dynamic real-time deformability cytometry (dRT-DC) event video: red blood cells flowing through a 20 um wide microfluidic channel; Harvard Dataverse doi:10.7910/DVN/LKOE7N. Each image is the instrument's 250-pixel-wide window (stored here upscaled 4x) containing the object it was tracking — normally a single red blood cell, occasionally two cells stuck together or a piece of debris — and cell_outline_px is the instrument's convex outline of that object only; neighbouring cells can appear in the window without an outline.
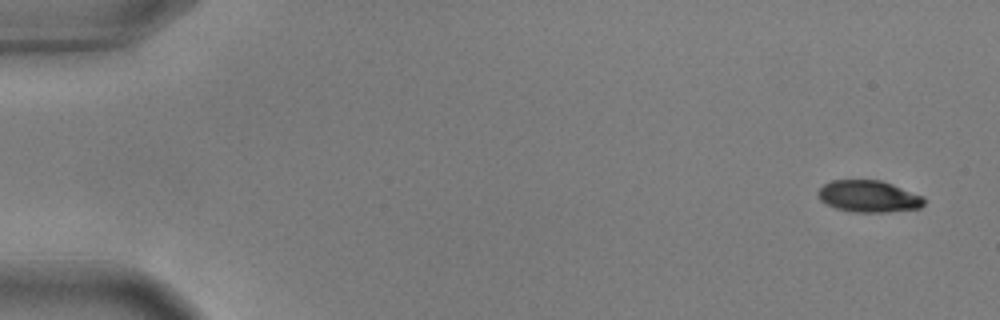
{"species": "common noctule bat (a hibernating species)", "species_latin": "Nyctalus noctula", "temperature_condition": "warm", "stored_images_in_passage": 13, "camera_frame_rate_fps": 3000, "um_per_image_px": 0.085, "animal": {"sex": "male", "body_mass_g": 17.9, "forearm_length_mm": 54.2}, "frame": {"image": 1, "passage_image": 1, "time_ms": 0.0, "image_size_px": [1000, 320], "cell_outline_px": [[924, 204], [920, 208], [888, 212], [852, 212], [836, 208], [820, 200], [816, 196], [816, 192], [824, 184], [832, 180], [880, 180], [892, 184], [924, 196]], "centroid_in_image_um": [73.82, 16.69], "position_along_channel_um": 11.2, "area_um2": 19.71}}